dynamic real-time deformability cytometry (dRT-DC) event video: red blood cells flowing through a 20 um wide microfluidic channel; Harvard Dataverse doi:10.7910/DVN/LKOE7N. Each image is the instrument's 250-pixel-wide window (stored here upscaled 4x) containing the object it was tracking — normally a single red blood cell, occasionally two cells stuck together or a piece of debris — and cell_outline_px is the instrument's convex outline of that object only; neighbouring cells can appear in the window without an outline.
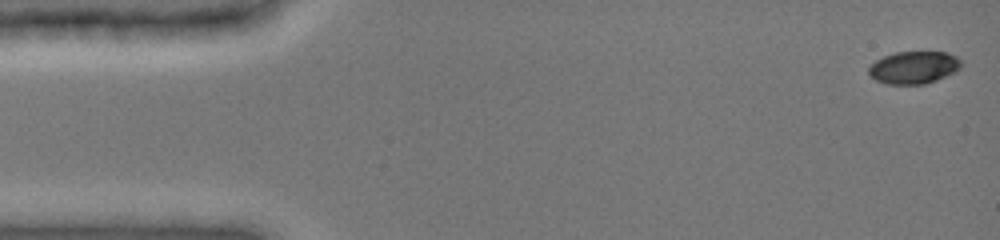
{"species": "common noctule bat (a hibernating species)", "species_latin": "Nyctalus noctula", "temperature_condition": "cold", "stored_images_in_passage": 20, "camera_frame_rate_fps": 3000, "um_per_image_px": 0.085, "animal": {"sex": "female", "body_mass_g": 19.0, "forearm_length_mm": 51.5}, "frame": {"image": 1, "passage_image": 1, "time_ms": 0.0, "image_size_px": [1000, 240], "cell_outline_px": [[960, 68], [956, 72], [936, 80], [924, 84], [888, 84], [876, 80], [868, 72], [868, 68], [876, 60], [884, 56], [896, 52], [948, 52], [956, 56], [960, 60]], "centroid_in_image_um": [77.69, 5.73], "position_along_channel_um": 7.3, "area_um2": 17.4}}
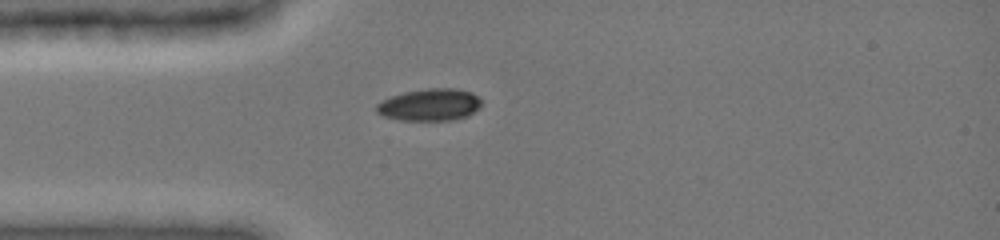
{"frame": {"image": 2, "passage_image": 11, "time_ms": 4.0, "image_size_px": [1000, 240], "cell_outline_px": [[480, 104], [468, 116], [452, 120], [400, 120], [384, 116], [376, 112], [376, 104], [380, 100], [404, 92], [428, 88], [452, 88], [472, 92], [480, 100]], "centroid_in_image_um": [36.48, 8.9], "position_along_channel_um": 48.5, "area_um2": 19.48}}
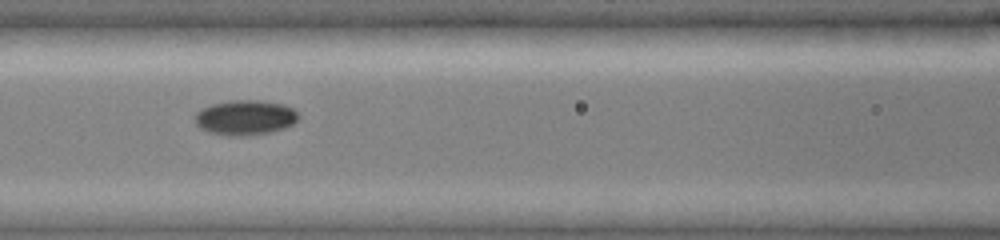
{"frame": {"image": 3, "passage_image": 18, "time_ms": 6.667, "image_size_px": [1000, 240], "cell_outline_px": [[300, 116], [292, 124], [284, 128], [268, 132], [244, 136], [228, 136], [208, 132], [200, 128], [196, 124], [192, 116], [196, 112], [212, 104], [232, 100], [260, 100], [284, 104], [292, 108]], "centroid_in_image_um": [20.8, 9.99], "position_along_channel_um": 145.8, "area_um2": 21.15}}